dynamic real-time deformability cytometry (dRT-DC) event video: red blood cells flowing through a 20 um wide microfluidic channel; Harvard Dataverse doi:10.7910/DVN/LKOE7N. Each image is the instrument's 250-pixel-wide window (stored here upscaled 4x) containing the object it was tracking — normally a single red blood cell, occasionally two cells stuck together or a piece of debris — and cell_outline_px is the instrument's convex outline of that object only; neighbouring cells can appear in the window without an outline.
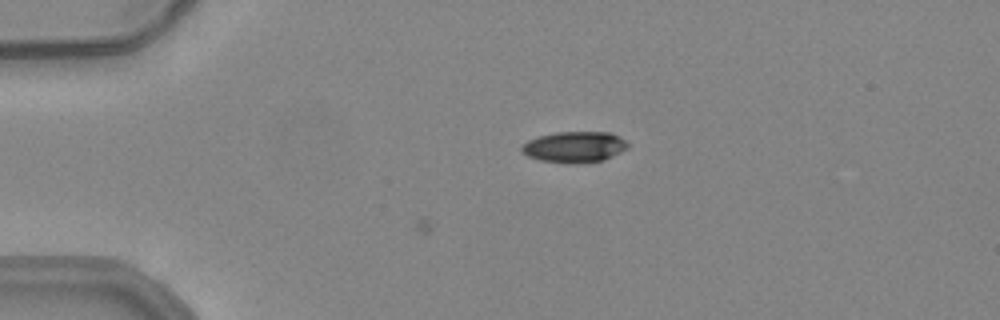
{"species": "common noctule bat (a hibernating species)", "species_latin": "Nyctalus noctula", "temperature_condition": "warm", "stored_images_in_passage": 13, "camera_frame_rate_fps": 3000, "um_per_image_px": 0.085, "animal": {"sex": "female", "body_mass_g": 24.6, "forearm_length_mm": 56.2}, "frame": {"image": 1, "passage_image": 13, "time_ms": 4.0, "image_size_px": [1000, 320], "cell_outline_px": [[628, 148], [604, 160], [576, 164], [568, 164], [540, 160], [528, 156], [520, 152], [520, 148], [528, 140], [540, 136], [556, 132], [612, 132], [620, 136], [628, 144]], "centroid_in_image_um": [48.83, 12.5], "position_along_channel_um": 36.2, "area_um2": 19.31}}